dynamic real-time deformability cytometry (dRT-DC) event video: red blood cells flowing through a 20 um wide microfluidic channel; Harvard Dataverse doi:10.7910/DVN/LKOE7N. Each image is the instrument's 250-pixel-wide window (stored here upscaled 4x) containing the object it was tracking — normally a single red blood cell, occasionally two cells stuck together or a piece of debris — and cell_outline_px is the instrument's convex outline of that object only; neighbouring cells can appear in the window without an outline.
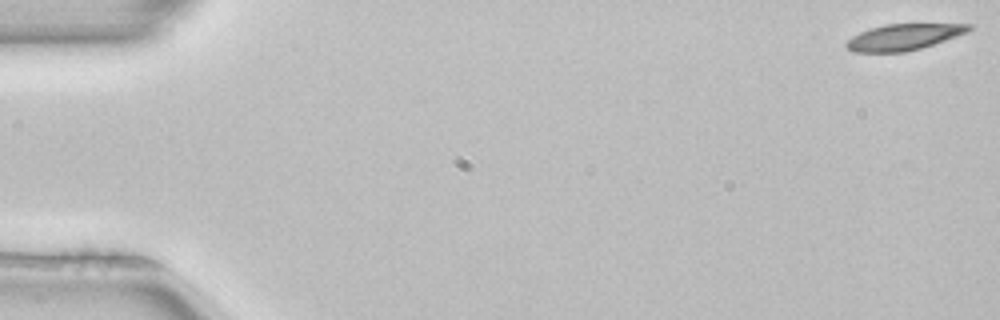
{"species": "common noctule bat (a hibernating species)", "species_latin": "Nyctalus noctula", "temperature_condition": "room temperature", "stored_images_in_passage": 5, "camera_frame_rate_fps": 3000, "um_per_image_px": 0.085, "animal": {"sex": "female", "body_mass_g": 22.7, "forearm_length_mm": 54.2}, "frame": {"image": 1, "passage_image": 1, "time_ms": 0.0, "image_size_px": [1000, 320], "cell_outline_px": [[972, 28], [968, 32], [920, 48], [904, 52], [852, 52], [844, 44], [852, 36], [860, 32], [884, 24], [972, 24]], "centroid_in_image_um": [76.79, 3.14], "position_along_channel_um": 8.2, "area_um2": 18.44}}
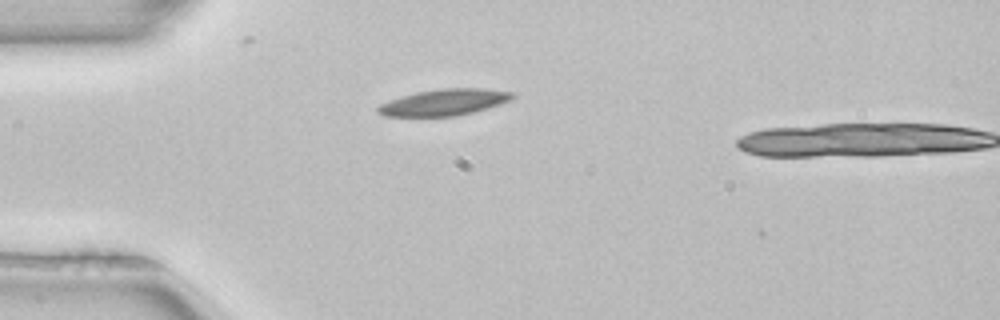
{"frame": {"image": 2, "passage_image": 4, "time_ms": 1.0, "image_size_px": [1000, 320], "cell_outline_px": [[516, 96], [512, 100], [488, 108], [456, 116], [384, 116], [376, 112], [376, 108], [380, 104], [416, 92], [440, 88], [484, 88], [516, 92]], "centroid_in_image_um": [37.82, 8.69], "position_along_channel_um": 47.2, "area_um2": 20.75}}